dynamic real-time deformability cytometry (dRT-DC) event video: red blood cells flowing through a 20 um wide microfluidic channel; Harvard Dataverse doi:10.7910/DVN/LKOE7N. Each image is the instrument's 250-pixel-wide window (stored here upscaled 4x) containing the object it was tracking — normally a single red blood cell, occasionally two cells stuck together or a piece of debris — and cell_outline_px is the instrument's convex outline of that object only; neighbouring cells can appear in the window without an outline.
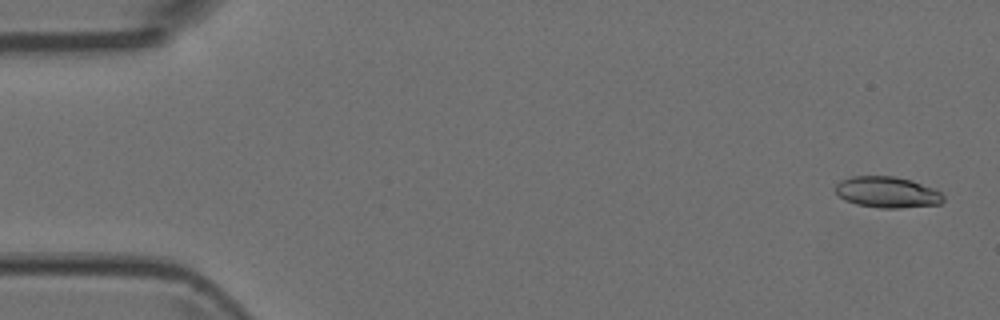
{"species": "Egyptian fruit bat (a non-hibernating species)", "species_latin": "Rousettus aegyptiacus", "temperature_condition": "room temperature", "stored_images_in_passage": 6, "camera_frame_rate_fps": 3000, "um_per_image_px": 0.085, "animal": {"sex": "female"}, "frame": {"image": 1, "passage_image": 1, "time_ms": 0.0, "image_size_px": [1000, 320], "cell_outline_px": [[944, 200], [940, 204], [900, 208], [880, 208], [856, 204], [844, 200], [832, 188], [840, 180], [852, 176], [896, 176], [912, 180], [936, 188], [944, 196]], "centroid_in_image_um": [75.42, 16.33], "position_along_channel_um": 9.6, "area_um2": 19.88}}
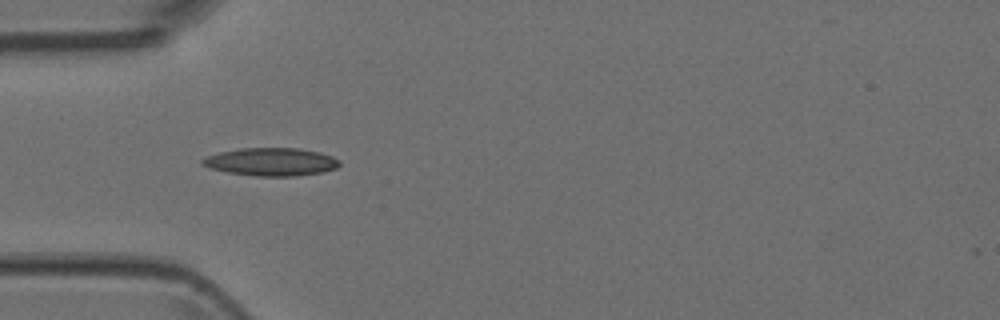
{"frame": {"image": 2, "passage_image": 5, "time_ms": 1.333, "image_size_px": [1000, 320], "cell_outline_px": [[340, 164], [336, 168], [324, 172], [292, 176], [256, 176], [228, 172], [208, 168], [200, 164], [200, 160], [204, 156], [220, 152], [240, 148], [296, 148], [320, 152], [332, 156], [340, 160]], "centroid_in_image_um": [23.01, 13.75], "position_along_channel_um": 62.0, "area_um2": 22.48}}
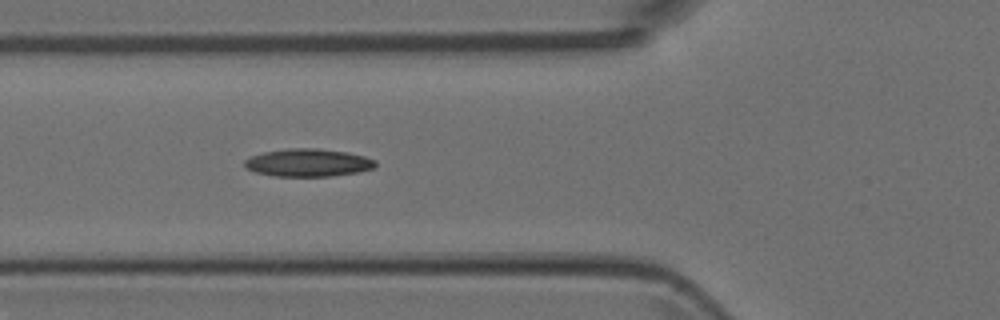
{"frame": {"image": 3, "passage_image": 6, "time_ms": 1.667, "image_size_px": [1000, 320], "cell_outline_px": [[376, 164], [372, 168], [356, 172], [332, 176], [276, 176], [256, 172], [244, 168], [244, 160], [248, 156], [264, 152], [288, 148], [316, 148], [344, 152], [364, 156], [376, 160]], "centroid_in_image_um": [26.12, 13.82], "position_along_channel_um": 99.7, "area_um2": 21.1}}